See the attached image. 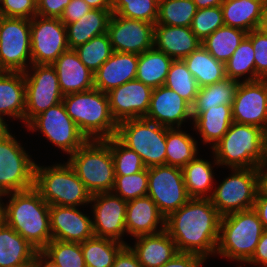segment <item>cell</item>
<instances>
[{
    "mask_svg": "<svg viewBox=\"0 0 267 267\" xmlns=\"http://www.w3.org/2000/svg\"><path fill=\"white\" fill-rule=\"evenodd\" d=\"M111 9H91L78 21L65 25L69 49L85 44L93 37L107 33Z\"/></svg>",
    "mask_w": 267,
    "mask_h": 267,
    "instance_id": "29",
    "label": "cell"
},
{
    "mask_svg": "<svg viewBox=\"0 0 267 267\" xmlns=\"http://www.w3.org/2000/svg\"><path fill=\"white\" fill-rule=\"evenodd\" d=\"M26 127L33 132L39 130L69 156L88 140L66 112L63 102L35 116Z\"/></svg>",
    "mask_w": 267,
    "mask_h": 267,
    "instance_id": "12",
    "label": "cell"
},
{
    "mask_svg": "<svg viewBox=\"0 0 267 267\" xmlns=\"http://www.w3.org/2000/svg\"><path fill=\"white\" fill-rule=\"evenodd\" d=\"M226 77L235 81H255V51L251 41L245 37L225 63ZM248 75V76H246Z\"/></svg>",
    "mask_w": 267,
    "mask_h": 267,
    "instance_id": "39",
    "label": "cell"
},
{
    "mask_svg": "<svg viewBox=\"0 0 267 267\" xmlns=\"http://www.w3.org/2000/svg\"><path fill=\"white\" fill-rule=\"evenodd\" d=\"M198 9L221 6L224 0H192Z\"/></svg>",
    "mask_w": 267,
    "mask_h": 267,
    "instance_id": "59",
    "label": "cell"
},
{
    "mask_svg": "<svg viewBox=\"0 0 267 267\" xmlns=\"http://www.w3.org/2000/svg\"><path fill=\"white\" fill-rule=\"evenodd\" d=\"M182 60L196 79L199 88L227 78L225 63L214 59L202 45Z\"/></svg>",
    "mask_w": 267,
    "mask_h": 267,
    "instance_id": "32",
    "label": "cell"
},
{
    "mask_svg": "<svg viewBox=\"0 0 267 267\" xmlns=\"http://www.w3.org/2000/svg\"><path fill=\"white\" fill-rule=\"evenodd\" d=\"M207 258L195 254L178 252L171 260L160 267H201Z\"/></svg>",
    "mask_w": 267,
    "mask_h": 267,
    "instance_id": "52",
    "label": "cell"
},
{
    "mask_svg": "<svg viewBox=\"0 0 267 267\" xmlns=\"http://www.w3.org/2000/svg\"><path fill=\"white\" fill-rule=\"evenodd\" d=\"M3 197H5V196L4 195H0V228L6 223V219H5V203L2 200Z\"/></svg>",
    "mask_w": 267,
    "mask_h": 267,
    "instance_id": "62",
    "label": "cell"
},
{
    "mask_svg": "<svg viewBox=\"0 0 267 267\" xmlns=\"http://www.w3.org/2000/svg\"><path fill=\"white\" fill-rule=\"evenodd\" d=\"M173 60L155 47L139 54L136 79L152 89L164 85Z\"/></svg>",
    "mask_w": 267,
    "mask_h": 267,
    "instance_id": "34",
    "label": "cell"
},
{
    "mask_svg": "<svg viewBox=\"0 0 267 267\" xmlns=\"http://www.w3.org/2000/svg\"><path fill=\"white\" fill-rule=\"evenodd\" d=\"M62 102L88 140H104L116 135L118 124L111 115L107 93L93 88L64 95Z\"/></svg>",
    "mask_w": 267,
    "mask_h": 267,
    "instance_id": "4",
    "label": "cell"
},
{
    "mask_svg": "<svg viewBox=\"0 0 267 267\" xmlns=\"http://www.w3.org/2000/svg\"><path fill=\"white\" fill-rule=\"evenodd\" d=\"M25 108L24 72L0 71V115L25 123Z\"/></svg>",
    "mask_w": 267,
    "mask_h": 267,
    "instance_id": "27",
    "label": "cell"
},
{
    "mask_svg": "<svg viewBox=\"0 0 267 267\" xmlns=\"http://www.w3.org/2000/svg\"><path fill=\"white\" fill-rule=\"evenodd\" d=\"M246 37L255 51V81L267 79V34L256 29L247 33Z\"/></svg>",
    "mask_w": 267,
    "mask_h": 267,
    "instance_id": "48",
    "label": "cell"
},
{
    "mask_svg": "<svg viewBox=\"0 0 267 267\" xmlns=\"http://www.w3.org/2000/svg\"><path fill=\"white\" fill-rule=\"evenodd\" d=\"M112 13L119 16L156 24L158 2L156 0H112Z\"/></svg>",
    "mask_w": 267,
    "mask_h": 267,
    "instance_id": "45",
    "label": "cell"
},
{
    "mask_svg": "<svg viewBox=\"0 0 267 267\" xmlns=\"http://www.w3.org/2000/svg\"><path fill=\"white\" fill-rule=\"evenodd\" d=\"M232 117L236 123L257 126L267 133V79L239 83Z\"/></svg>",
    "mask_w": 267,
    "mask_h": 267,
    "instance_id": "18",
    "label": "cell"
},
{
    "mask_svg": "<svg viewBox=\"0 0 267 267\" xmlns=\"http://www.w3.org/2000/svg\"><path fill=\"white\" fill-rule=\"evenodd\" d=\"M258 191L267 197V161L257 167Z\"/></svg>",
    "mask_w": 267,
    "mask_h": 267,
    "instance_id": "56",
    "label": "cell"
},
{
    "mask_svg": "<svg viewBox=\"0 0 267 267\" xmlns=\"http://www.w3.org/2000/svg\"><path fill=\"white\" fill-rule=\"evenodd\" d=\"M93 9H112V0H84Z\"/></svg>",
    "mask_w": 267,
    "mask_h": 267,
    "instance_id": "58",
    "label": "cell"
},
{
    "mask_svg": "<svg viewBox=\"0 0 267 267\" xmlns=\"http://www.w3.org/2000/svg\"><path fill=\"white\" fill-rule=\"evenodd\" d=\"M148 168L132 175H115L112 193L126 202L147 195Z\"/></svg>",
    "mask_w": 267,
    "mask_h": 267,
    "instance_id": "46",
    "label": "cell"
},
{
    "mask_svg": "<svg viewBox=\"0 0 267 267\" xmlns=\"http://www.w3.org/2000/svg\"><path fill=\"white\" fill-rule=\"evenodd\" d=\"M259 29L267 34V3H265L263 8L262 20Z\"/></svg>",
    "mask_w": 267,
    "mask_h": 267,
    "instance_id": "61",
    "label": "cell"
},
{
    "mask_svg": "<svg viewBox=\"0 0 267 267\" xmlns=\"http://www.w3.org/2000/svg\"><path fill=\"white\" fill-rule=\"evenodd\" d=\"M115 136L140 156L146 168L166 165V127L144 117L128 119L118 123Z\"/></svg>",
    "mask_w": 267,
    "mask_h": 267,
    "instance_id": "8",
    "label": "cell"
},
{
    "mask_svg": "<svg viewBox=\"0 0 267 267\" xmlns=\"http://www.w3.org/2000/svg\"><path fill=\"white\" fill-rule=\"evenodd\" d=\"M135 240L133 247L128 246L143 267H160L179 252L165 229L155 234L135 237Z\"/></svg>",
    "mask_w": 267,
    "mask_h": 267,
    "instance_id": "26",
    "label": "cell"
},
{
    "mask_svg": "<svg viewBox=\"0 0 267 267\" xmlns=\"http://www.w3.org/2000/svg\"><path fill=\"white\" fill-rule=\"evenodd\" d=\"M231 171L210 197L221 216L252 209L258 193L257 168H232Z\"/></svg>",
    "mask_w": 267,
    "mask_h": 267,
    "instance_id": "9",
    "label": "cell"
},
{
    "mask_svg": "<svg viewBox=\"0 0 267 267\" xmlns=\"http://www.w3.org/2000/svg\"><path fill=\"white\" fill-rule=\"evenodd\" d=\"M147 195L165 218L191 198L188 195L182 168L160 165L148 168Z\"/></svg>",
    "mask_w": 267,
    "mask_h": 267,
    "instance_id": "14",
    "label": "cell"
},
{
    "mask_svg": "<svg viewBox=\"0 0 267 267\" xmlns=\"http://www.w3.org/2000/svg\"><path fill=\"white\" fill-rule=\"evenodd\" d=\"M4 196L10 197L5 204L6 224L41 251L52 240L50 205L34 187Z\"/></svg>",
    "mask_w": 267,
    "mask_h": 267,
    "instance_id": "2",
    "label": "cell"
},
{
    "mask_svg": "<svg viewBox=\"0 0 267 267\" xmlns=\"http://www.w3.org/2000/svg\"><path fill=\"white\" fill-rule=\"evenodd\" d=\"M164 86L176 92L191 106L194 104L199 86L183 60H173Z\"/></svg>",
    "mask_w": 267,
    "mask_h": 267,
    "instance_id": "41",
    "label": "cell"
},
{
    "mask_svg": "<svg viewBox=\"0 0 267 267\" xmlns=\"http://www.w3.org/2000/svg\"><path fill=\"white\" fill-rule=\"evenodd\" d=\"M37 15V0H2L0 16L31 20Z\"/></svg>",
    "mask_w": 267,
    "mask_h": 267,
    "instance_id": "49",
    "label": "cell"
},
{
    "mask_svg": "<svg viewBox=\"0 0 267 267\" xmlns=\"http://www.w3.org/2000/svg\"><path fill=\"white\" fill-rule=\"evenodd\" d=\"M80 61L94 74L112 55L113 48L108 33L93 37L74 49Z\"/></svg>",
    "mask_w": 267,
    "mask_h": 267,
    "instance_id": "42",
    "label": "cell"
},
{
    "mask_svg": "<svg viewBox=\"0 0 267 267\" xmlns=\"http://www.w3.org/2000/svg\"><path fill=\"white\" fill-rule=\"evenodd\" d=\"M31 73V74H30ZM25 126L37 115L62 102L64 95L52 65L32 64L25 72Z\"/></svg>",
    "mask_w": 267,
    "mask_h": 267,
    "instance_id": "13",
    "label": "cell"
},
{
    "mask_svg": "<svg viewBox=\"0 0 267 267\" xmlns=\"http://www.w3.org/2000/svg\"><path fill=\"white\" fill-rule=\"evenodd\" d=\"M196 157L182 168L184 183L190 198H210L213 193V168L219 166L214 161ZM210 192V193H209ZM209 193V194H208Z\"/></svg>",
    "mask_w": 267,
    "mask_h": 267,
    "instance_id": "31",
    "label": "cell"
},
{
    "mask_svg": "<svg viewBox=\"0 0 267 267\" xmlns=\"http://www.w3.org/2000/svg\"><path fill=\"white\" fill-rule=\"evenodd\" d=\"M33 267H60L48 258L42 251H37L34 255Z\"/></svg>",
    "mask_w": 267,
    "mask_h": 267,
    "instance_id": "57",
    "label": "cell"
},
{
    "mask_svg": "<svg viewBox=\"0 0 267 267\" xmlns=\"http://www.w3.org/2000/svg\"><path fill=\"white\" fill-rule=\"evenodd\" d=\"M112 267H143L131 248L126 245L116 256Z\"/></svg>",
    "mask_w": 267,
    "mask_h": 267,
    "instance_id": "54",
    "label": "cell"
},
{
    "mask_svg": "<svg viewBox=\"0 0 267 267\" xmlns=\"http://www.w3.org/2000/svg\"><path fill=\"white\" fill-rule=\"evenodd\" d=\"M125 243L103 237L93 236L81 243L86 267H112L118 253Z\"/></svg>",
    "mask_w": 267,
    "mask_h": 267,
    "instance_id": "37",
    "label": "cell"
},
{
    "mask_svg": "<svg viewBox=\"0 0 267 267\" xmlns=\"http://www.w3.org/2000/svg\"><path fill=\"white\" fill-rule=\"evenodd\" d=\"M71 0H37V15L60 18Z\"/></svg>",
    "mask_w": 267,
    "mask_h": 267,
    "instance_id": "51",
    "label": "cell"
},
{
    "mask_svg": "<svg viewBox=\"0 0 267 267\" xmlns=\"http://www.w3.org/2000/svg\"><path fill=\"white\" fill-rule=\"evenodd\" d=\"M163 127L182 128L192 120V106L176 92L162 85L153 89L149 109L144 117Z\"/></svg>",
    "mask_w": 267,
    "mask_h": 267,
    "instance_id": "20",
    "label": "cell"
},
{
    "mask_svg": "<svg viewBox=\"0 0 267 267\" xmlns=\"http://www.w3.org/2000/svg\"><path fill=\"white\" fill-rule=\"evenodd\" d=\"M90 204H93L91 211L94 236L110 238L128 245L122 240L124 234H127L125 225L127 202L112 192H106L92 195Z\"/></svg>",
    "mask_w": 267,
    "mask_h": 267,
    "instance_id": "16",
    "label": "cell"
},
{
    "mask_svg": "<svg viewBox=\"0 0 267 267\" xmlns=\"http://www.w3.org/2000/svg\"><path fill=\"white\" fill-rule=\"evenodd\" d=\"M104 140L110 146L115 175H132L146 168L140 156L125 146L116 136Z\"/></svg>",
    "mask_w": 267,
    "mask_h": 267,
    "instance_id": "44",
    "label": "cell"
},
{
    "mask_svg": "<svg viewBox=\"0 0 267 267\" xmlns=\"http://www.w3.org/2000/svg\"><path fill=\"white\" fill-rule=\"evenodd\" d=\"M221 215L210 198H191L165 219V230L177 250L205 258L216 256Z\"/></svg>",
    "mask_w": 267,
    "mask_h": 267,
    "instance_id": "1",
    "label": "cell"
},
{
    "mask_svg": "<svg viewBox=\"0 0 267 267\" xmlns=\"http://www.w3.org/2000/svg\"><path fill=\"white\" fill-rule=\"evenodd\" d=\"M154 26L142 20L111 15L107 33L115 52L142 54L154 47Z\"/></svg>",
    "mask_w": 267,
    "mask_h": 267,
    "instance_id": "17",
    "label": "cell"
},
{
    "mask_svg": "<svg viewBox=\"0 0 267 267\" xmlns=\"http://www.w3.org/2000/svg\"><path fill=\"white\" fill-rule=\"evenodd\" d=\"M34 188L50 205L84 206L90 204L92 194L79 179L72 166L64 161L34 169Z\"/></svg>",
    "mask_w": 267,
    "mask_h": 267,
    "instance_id": "6",
    "label": "cell"
},
{
    "mask_svg": "<svg viewBox=\"0 0 267 267\" xmlns=\"http://www.w3.org/2000/svg\"><path fill=\"white\" fill-rule=\"evenodd\" d=\"M211 149L219 166L257 168L267 161V133L257 126L233 122Z\"/></svg>",
    "mask_w": 267,
    "mask_h": 267,
    "instance_id": "3",
    "label": "cell"
},
{
    "mask_svg": "<svg viewBox=\"0 0 267 267\" xmlns=\"http://www.w3.org/2000/svg\"><path fill=\"white\" fill-rule=\"evenodd\" d=\"M91 9L93 8L90 7L84 0H71L65 7L60 20L64 25L76 22Z\"/></svg>",
    "mask_w": 267,
    "mask_h": 267,
    "instance_id": "50",
    "label": "cell"
},
{
    "mask_svg": "<svg viewBox=\"0 0 267 267\" xmlns=\"http://www.w3.org/2000/svg\"><path fill=\"white\" fill-rule=\"evenodd\" d=\"M246 264L267 267V230L263 232L257 244L255 253Z\"/></svg>",
    "mask_w": 267,
    "mask_h": 267,
    "instance_id": "53",
    "label": "cell"
},
{
    "mask_svg": "<svg viewBox=\"0 0 267 267\" xmlns=\"http://www.w3.org/2000/svg\"><path fill=\"white\" fill-rule=\"evenodd\" d=\"M197 10L192 0H161L156 24L190 27Z\"/></svg>",
    "mask_w": 267,
    "mask_h": 267,
    "instance_id": "40",
    "label": "cell"
},
{
    "mask_svg": "<svg viewBox=\"0 0 267 267\" xmlns=\"http://www.w3.org/2000/svg\"><path fill=\"white\" fill-rule=\"evenodd\" d=\"M10 133L8 124L3 116L0 115V139L4 138Z\"/></svg>",
    "mask_w": 267,
    "mask_h": 267,
    "instance_id": "60",
    "label": "cell"
},
{
    "mask_svg": "<svg viewBox=\"0 0 267 267\" xmlns=\"http://www.w3.org/2000/svg\"><path fill=\"white\" fill-rule=\"evenodd\" d=\"M41 251L60 267H86L81 243L52 239Z\"/></svg>",
    "mask_w": 267,
    "mask_h": 267,
    "instance_id": "43",
    "label": "cell"
},
{
    "mask_svg": "<svg viewBox=\"0 0 267 267\" xmlns=\"http://www.w3.org/2000/svg\"><path fill=\"white\" fill-rule=\"evenodd\" d=\"M38 250L6 223L0 228V267L34 260Z\"/></svg>",
    "mask_w": 267,
    "mask_h": 267,
    "instance_id": "33",
    "label": "cell"
},
{
    "mask_svg": "<svg viewBox=\"0 0 267 267\" xmlns=\"http://www.w3.org/2000/svg\"><path fill=\"white\" fill-rule=\"evenodd\" d=\"M67 162L92 194L111 192L115 170L110 146L105 140H87Z\"/></svg>",
    "mask_w": 267,
    "mask_h": 267,
    "instance_id": "7",
    "label": "cell"
},
{
    "mask_svg": "<svg viewBox=\"0 0 267 267\" xmlns=\"http://www.w3.org/2000/svg\"><path fill=\"white\" fill-rule=\"evenodd\" d=\"M246 36L247 32L224 25L209 35L202 46L214 59L226 63Z\"/></svg>",
    "mask_w": 267,
    "mask_h": 267,
    "instance_id": "38",
    "label": "cell"
},
{
    "mask_svg": "<svg viewBox=\"0 0 267 267\" xmlns=\"http://www.w3.org/2000/svg\"><path fill=\"white\" fill-rule=\"evenodd\" d=\"M264 5L262 0H224L221 4L224 24L247 33L259 29Z\"/></svg>",
    "mask_w": 267,
    "mask_h": 267,
    "instance_id": "30",
    "label": "cell"
},
{
    "mask_svg": "<svg viewBox=\"0 0 267 267\" xmlns=\"http://www.w3.org/2000/svg\"><path fill=\"white\" fill-rule=\"evenodd\" d=\"M21 144L11 132L0 139L1 195L34 187L36 162Z\"/></svg>",
    "mask_w": 267,
    "mask_h": 267,
    "instance_id": "10",
    "label": "cell"
},
{
    "mask_svg": "<svg viewBox=\"0 0 267 267\" xmlns=\"http://www.w3.org/2000/svg\"><path fill=\"white\" fill-rule=\"evenodd\" d=\"M224 25L221 6H215L198 9L190 28L197 38L203 42L209 35Z\"/></svg>",
    "mask_w": 267,
    "mask_h": 267,
    "instance_id": "47",
    "label": "cell"
},
{
    "mask_svg": "<svg viewBox=\"0 0 267 267\" xmlns=\"http://www.w3.org/2000/svg\"><path fill=\"white\" fill-rule=\"evenodd\" d=\"M63 95L94 88V74L80 61L74 49L63 52L52 64Z\"/></svg>",
    "mask_w": 267,
    "mask_h": 267,
    "instance_id": "23",
    "label": "cell"
},
{
    "mask_svg": "<svg viewBox=\"0 0 267 267\" xmlns=\"http://www.w3.org/2000/svg\"><path fill=\"white\" fill-rule=\"evenodd\" d=\"M264 231L263 224L253 208L221 216L215 254L246 265L255 253Z\"/></svg>",
    "mask_w": 267,
    "mask_h": 267,
    "instance_id": "5",
    "label": "cell"
},
{
    "mask_svg": "<svg viewBox=\"0 0 267 267\" xmlns=\"http://www.w3.org/2000/svg\"><path fill=\"white\" fill-rule=\"evenodd\" d=\"M10 267H33V260H29L27 262H23V263H20V264H17V265H13V266H10Z\"/></svg>",
    "mask_w": 267,
    "mask_h": 267,
    "instance_id": "63",
    "label": "cell"
},
{
    "mask_svg": "<svg viewBox=\"0 0 267 267\" xmlns=\"http://www.w3.org/2000/svg\"><path fill=\"white\" fill-rule=\"evenodd\" d=\"M197 143L181 128H166V165L183 168L197 157Z\"/></svg>",
    "mask_w": 267,
    "mask_h": 267,
    "instance_id": "35",
    "label": "cell"
},
{
    "mask_svg": "<svg viewBox=\"0 0 267 267\" xmlns=\"http://www.w3.org/2000/svg\"><path fill=\"white\" fill-rule=\"evenodd\" d=\"M239 83V81L225 78L222 81L199 88L192 105V117L194 118L203 110L219 107L221 104L232 105Z\"/></svg>",
    "mask_w": 267,
    "mask_h": 267,
    "instance_id": "36",
    "label": "cell"
},
{
    "mask_svg": "<svg viewBox=\"0 0 267 267\" xmlns=\"http://www.w3.org/2000/svg\"><path fill=\"white\" fill-rule=\"evenodd\" d=\"M165 219V216L148 195L127 202L126 233L132 237L163 231Z\"/></svg>",
    "mask_w": 267,
    "mask_h": 267,
    "instance_id": "22",
    "label": "cell"
},
{
    "mask_svg": "<svg viewBox=\"0 0 267 267\" xmlns=\"http://www.w3.org/2000/svg\"><path fill=\"white\" fill-rule=\"evenodd\" d=\"M201 45L190 27L154 26V47L174 60H182Z\"/></svg>",
    "mask_w": 267,
    "mask_h": 267,
    "instance_id": "25",
    "label": "cell"
},
{
    "mask_svg": "<svg viewBox=\"0 0 267 267\" xmlns=\"http://www.w3.org/2000/svg\"><path fill=\"white\" fill-rule=\"evenodd\" d=\"M139 55L113 52L111 57L94 73V88L108 93L114 88L136 79Z\"/></svg>",
    "mask_w": 267,
    "mask_h": 267,
    "instance_id": "24",
    "label": "cell"
},
{
    "mask_svg": "<svg viewBox=\"0 0 267 267\" xmlns=\"http://www.w3.org/2000/svg\"><path fill=\"white\" fill-rule=\"evenodd\" d=\"M79 210L75 206H50L52 239L82 243L94 236L92 219Z\"/></svg>",
    "mask_w": 267,
    "mask_h": 267,
    "instance_id": "21",
    "label": "cell"
},
{
    "mask_svg": "<svg viewBox=\"0 0 267 267\" xmlns=\"http://www.w3.org/2000/svg\"><path fill=\"white\" fill-rule=\"evenodd\" d=\"M32 64L52 65L67 51L66 26L60 18L34 16L30 20Z\"/></svg>",
    "mask_w": 267,
    "mask_h": 267,
    "instance_id": "15",
    "label": "cell"
},
{
    "mask_svg": "<svg viewBox=\"0 0 267 267\" xmlns=\"http://www.w3.org/2000/svg\"><path fill=\"white\" fill-rule=\"evenodd\" d=\"M30 65V20L0 16V71L25 72Z\"/></svg>",
    "mask_w": 267,
    "mask_h": 267,
    "instance_id": "11",
    "label": "cell"
},
{
    "mask_svg": "<svg viewBox=\"0 0 267 267\" xmlns=\"http://www.w3.org/2000/svg\"><path fill=\"white\" fill-rule=\"evenodd\" d=\"M153 89L133 79L107 93L109 108L116 123L147 115Z\"/></svg>",
    "mask_w": 267,
    "mask_h": 267,
    "instance_id": "19",
    "label": "cell"
},
{
    "mask_svg": "<svg viewBox=\"0 0 267 267\" xmlns=\"http://www.w3.org/2000/svg\"><path fill=\"white\" fill-rule=\"evenodd\" d=\"M192 120L194 129L202 137V143L210 144L212 148L222 139L234 122L232 105L221 104L219 107L203 110Z\"/></svg>",
    "mask_w": 267,
    "mask_h": 267,
    "instance_id": "28",
    "label": "cell"
},
{
    "mask_svg": "<svg viewBox=\"0 0 267 267\" xmlns=\"http://www.w3.org/2000/svg\"><path fill=\"white\" fill-rule=\"evenodd\" d=\"M253 209L257 212L264 229L267 230V197L263 196L259 191Z\"/></svg>",
    "mask_w": 267,
    "mask_h": 267,
    "instance_id": "55",
    "label": "cell"
}]
</instances>
